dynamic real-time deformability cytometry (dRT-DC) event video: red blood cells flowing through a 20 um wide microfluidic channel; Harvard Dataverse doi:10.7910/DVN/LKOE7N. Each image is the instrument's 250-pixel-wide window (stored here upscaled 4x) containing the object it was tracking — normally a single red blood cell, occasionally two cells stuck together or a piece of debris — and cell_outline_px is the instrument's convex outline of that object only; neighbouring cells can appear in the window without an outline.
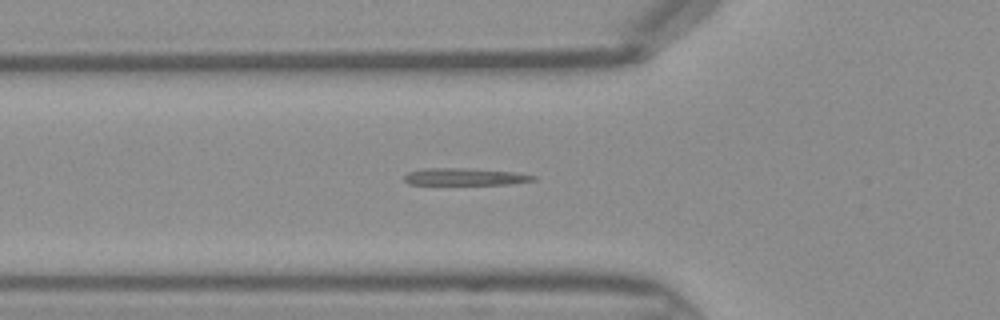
{"species": "Egyptian fruit bat (a non-hibernating species)", "species_latin": "Rousettus aegyptiacus", "temperature_condition": "warm", "stored_images_in_passage": 32, "camera_frame_rate_fps": 3000, "um_per_image_px": 0.085, "frame": {"image": 1, "passage_image": 2, "time_ms": 0.333, "image_size_px": [1000, 320], "cell_outline_px": [[536, 180], [508, 184], [408, 184], [404, 180], [404, 176], [408, 172], [428, 168], [464, 168], [516, 172], [536, 176]], "centroid_in_image_um": [39.53, 15.02], "position_along_channel_um": 86.3, "area_um2": 12.72}}
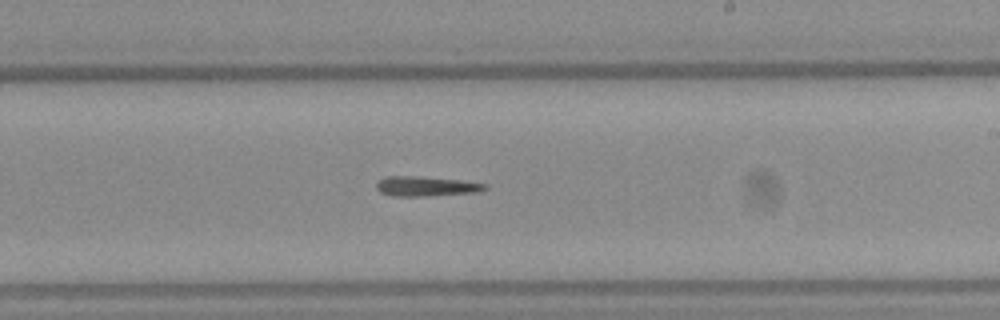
{"frame": {"image": 2, "passage_image": 13, "time_ms": 4.0, "image_size_px": [1000, 320], "cell_outline_px": [[488, 188], [480, 192], [428, 196], [392, 196], [380, 192], [376, 188], [376, 184], [384, 176], [416, 176], [460, 180], [488, 184]], "centroid_in_image_um": [36.23, 15.84], "position_along_channel_um": 252.8, "area_um2": 12.66}}
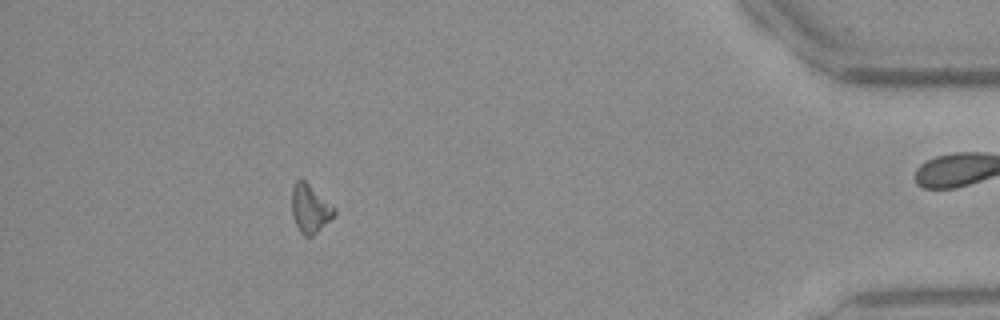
{"frame": {"image": 3, "passage_image": 27, "time_ms": 8.667, "image_size_px": [1000, 320], "cell_outline_px": [[336, 212], [312, 236], [304, 236], [300, 232], [292, 216], [292, 188], [296, 180], [304, 180], [336, 208]], "centroid_in_image_um": [26.33, 17.72], "position_along_channel_um": 408.9, "area_um2": 11.62}}